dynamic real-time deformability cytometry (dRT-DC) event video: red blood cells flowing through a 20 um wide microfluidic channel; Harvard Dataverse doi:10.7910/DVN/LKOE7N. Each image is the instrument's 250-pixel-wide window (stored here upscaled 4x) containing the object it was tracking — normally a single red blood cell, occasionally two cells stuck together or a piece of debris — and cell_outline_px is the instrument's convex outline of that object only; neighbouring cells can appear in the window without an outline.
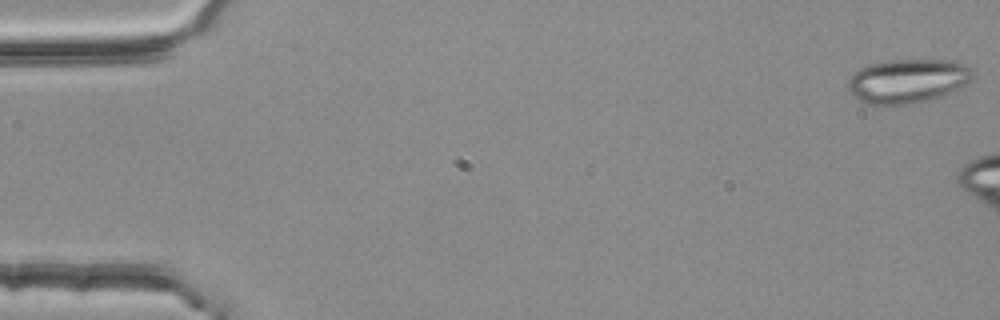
{"species": "common noctule bat (a hibernating species)", "species_latin": "Nyctalus noctula", "temperature_condition": "room temperature", "stored_images_in_passage": 47, "camera_frame_rate_fps": 3000, "um_per_image_px": 0.085, "animal": {"sex": "female", "body_mass_g": 25.1}, "frame": {"image": 1, "passage_image": 1, "time_ms": 0.0, "image_size_px": [1000, 320], "cell_outline_px": [[972, 76], [964, 84], [952, 92], [944, 96], [912, 104], [868, 104], [852, 96], [848, 88], [848, 80], [860, 68], [872, 64], [892, 60], [956, 60], [964, 64], [972, 72]], "centroid_in_image_um": [77.14, 6.89], "position_along_channel_um": 7.9, "area_um2": 31.73}}
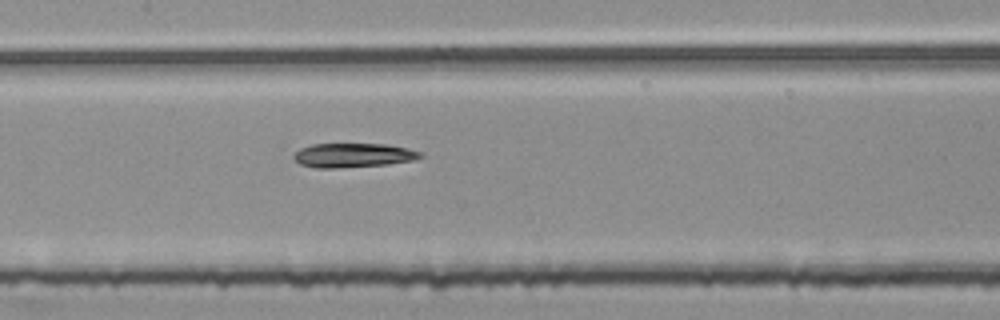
{"frame": {"image": 2, "passage_image": 26, "time_ms": 8.333, "image_size_px": [1000, 320], "cell_outline_px": [[424, 156], [416, 160], [388, 164], [336, 168], [316, 168], [300, 164], [292, 156], [300, 148], [312, 144], [388, 144], [408, 148], [420, 152]], "centroid_in_image_um": [30.04, 13.19], "position_along_channel_um": 177.4, "area_um2": 17.92}}
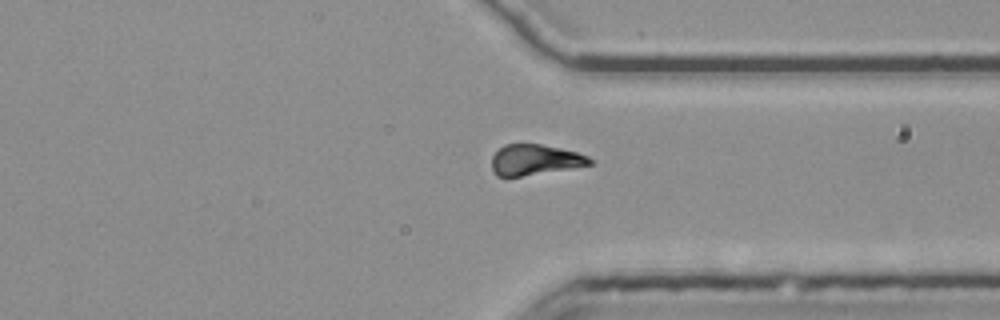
{"frame": {"image": 3, "passage_image": 41, "time_ms": 13.333, "image_size_px": [1000, 320], "cell_outline_px": [[592, 164], [572, 168], [520, 176], [496, 176], [492, 168], [492, 156], [504, 144], [540, 144], [560, 148], [576, 152], [588, 156], [592, 160]], "centroid_in_image_um": [45.46, 13.58], "position_along_channel_um": 365.9, "area_um2": 17.28}}